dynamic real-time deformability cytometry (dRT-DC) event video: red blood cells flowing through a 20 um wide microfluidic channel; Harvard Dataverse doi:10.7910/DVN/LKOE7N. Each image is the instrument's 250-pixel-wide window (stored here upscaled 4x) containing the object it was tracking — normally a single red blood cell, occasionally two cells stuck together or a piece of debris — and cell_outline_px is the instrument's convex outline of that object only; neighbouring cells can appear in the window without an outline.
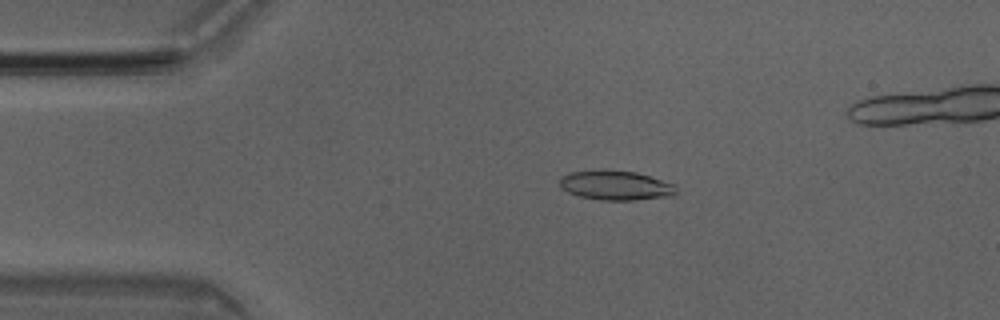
{"species": "Egyptian fruit bat (a non-hibernating species)", "species_latin": "Rousettus aegyptiacus", "temperature_condition": "room temperature", "stored_images_in_passage": 46, "camera_frame_rate_fps": 3000, "um_per_image_px": 0.085, "animal": {"sex": "male"}, "frame": {"image": 1, "passage_image": 10, "time_ms": 3.0, "image_size_px": [1000, 320], "cell_outline_px": [[676, 196], [636, 200], [600, 200], [580, 196], [568, 192], [560, 188], [560, 180], [568, 172], [636, 172], [676, 184]], "centroid_in_image_um": [52.41, 15.8], "position_along_channel_um": 32.6, "area_um2": 19.54}}
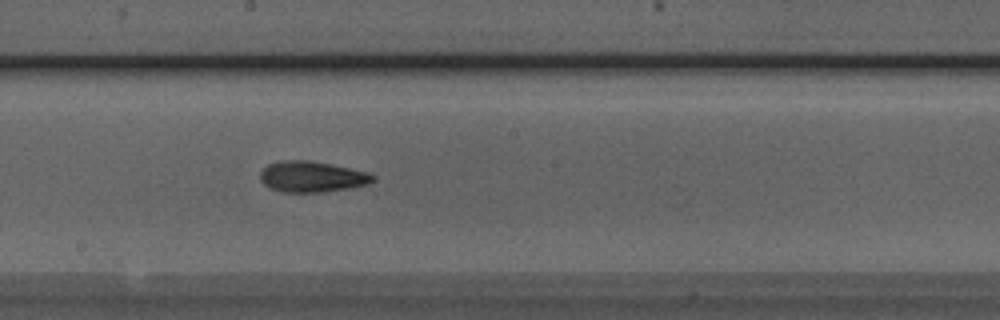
{"frame": {"image": 2, "passage_image": 27, "time_ms": 8.667, "image_size_px": [1000, 320], "cell_outline_px": [[376, 180], [368, 184], [348, 188], [324, 192], [284, 192], [268, 188], [260, 180], [260, 172], [268, 164], [280, 160], [308, 160], [332, 164], [368, 172], [376, 176]], "centroid_in_image_um": [26.51, 15.01], "position_along_channel_um": 221.7, "area_um2": 20.46}}
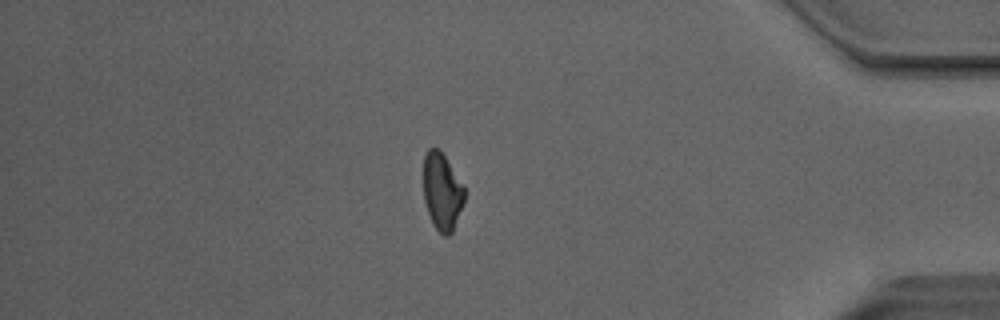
{"frame": {"image": 3, "passage_image": 43, "time_ms": 14.0, "image_size_px": [1000, 320], "cell_outline_px": [[464, 200], [452, 232], [448, 236], [444, 236], [432, 224], [424, 200], [424, 156], [428, 148], [440, 148], [464, 188]], "centroid_in_image_um": [37.55, 16.27], "position_along_channel_um": 397.6, "area_um2": 18.15}, "authors_computed_cell_mechanics": {"area_um2": 19.8254, "velocity_mm_per_s": 4.0402, "shape_relaxation_time_tau1_ms": 5.7168, "shape_relaxation_time_tau2_ms": 4.2696, "deformation_change_tau1": 0.1511, "deformation_change_tau2": 0.1351}}